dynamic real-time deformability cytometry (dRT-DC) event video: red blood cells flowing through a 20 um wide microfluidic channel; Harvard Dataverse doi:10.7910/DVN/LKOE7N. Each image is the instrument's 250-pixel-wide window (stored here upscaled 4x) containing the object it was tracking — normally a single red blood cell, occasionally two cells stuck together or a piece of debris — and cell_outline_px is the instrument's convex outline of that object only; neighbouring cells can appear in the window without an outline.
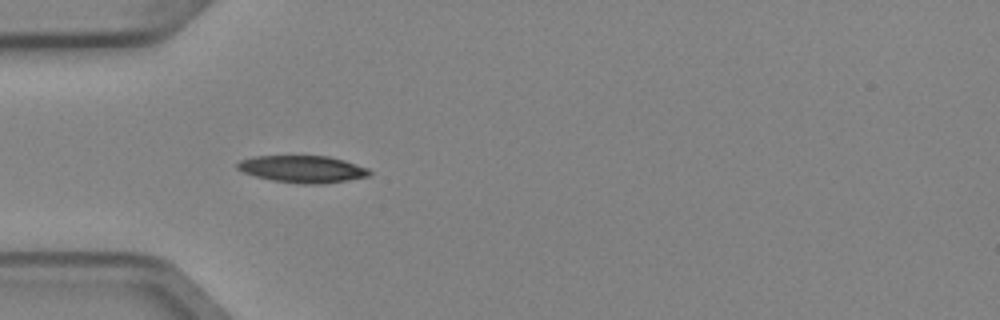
{"species": "Egyptian fruit bat (a non-hibernating species)", "species_latin": "Rousettus aegyptiacus", "temperature_condition": "cold", "stored_images_in_passage": 5, "camera_frame_rate_fps": 3000, "um_per_image_px": 0.085, "animal": {"sex": "female"}, "frame": {"image": 1, "passage_image": 5, "time_ms": 1.333, "image_size_px": [1000, 320], "cell_outline_px": [[372, 172], [368, 176], [348, 180], [320, 184], [300, 184], [272, 180], [256, 176], [244, 172], [236, 168], [236, 164], [240, 160], [252, 156], [328, 156], [344, 160], [368, 168]], "centroid_in_image_um": [25.71, 14.37], "position_along_channel_um": 59.3, "area_um2": 20.81}}